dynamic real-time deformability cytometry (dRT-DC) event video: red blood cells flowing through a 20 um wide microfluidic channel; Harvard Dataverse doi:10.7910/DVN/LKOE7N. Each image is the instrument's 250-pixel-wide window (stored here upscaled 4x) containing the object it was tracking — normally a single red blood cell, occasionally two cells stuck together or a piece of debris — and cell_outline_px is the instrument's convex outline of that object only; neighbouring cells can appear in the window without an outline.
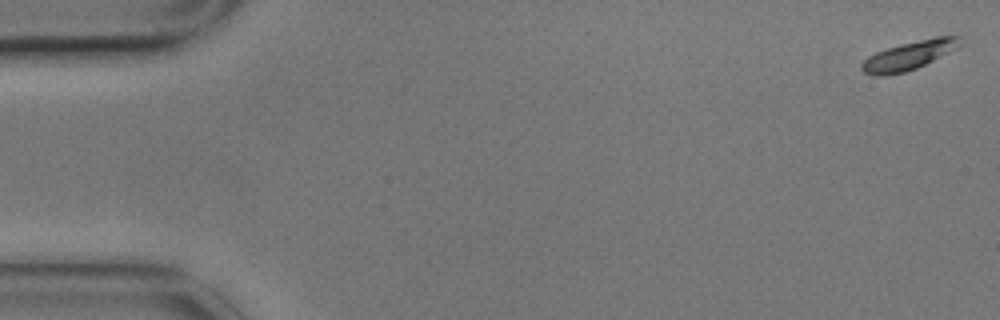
{"species": "common noctule bat (a hibernating species)", "species_latin": "Nyctalus noctula", "temperature_condition": "cold", "stored_images_in_passage": 4, "camera_frame_rate_fps": 3000, "um_per_image_px": 0.085, "animal": {"sex": "male", "body_mass_g": 17.9}, "frame": {"image": 1, "passage_image": 1, "time_ms": 0.0, "image_size_px": [1000, 320], "cell_outline_px": [[964, 44], [916, 68], [904, 72], [884, 76], [876, 76], [864, 72], [860, 68], [860, 64], [868, 56], [876, 52], [888, 48], [936, 36], [960, 36]], "centroid_in_image_um": [77.26, 4.72], "position_along_channel_um": 7.7, "area_um2": 16.13}}
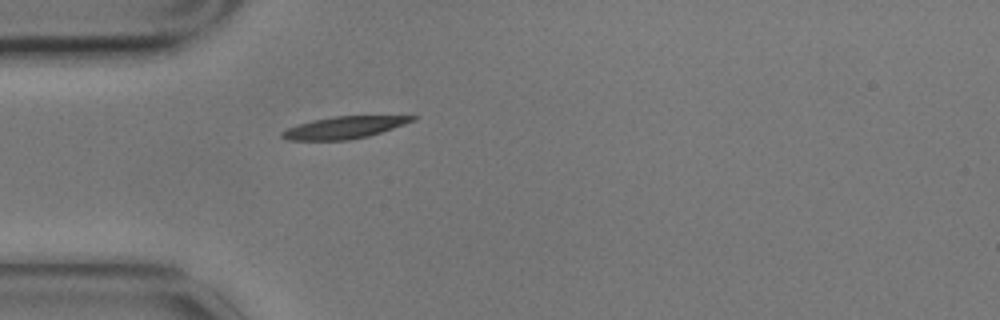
{"frame": {"image": 2, "passage_image": 4, "time_ms": 1.0, "image_size_px": [1000, 320], "cell_outline_px": [[420, 116], [416, 120], [368, 136], [348, 140], [288, 140], [280, 136], [280, 132], [288, 128], [312, 120], [332, 116]], "centroid_in_image_um": [29.23, 10.84], "position_along_channel_um": 55.8, "area_um2": 16.59}}